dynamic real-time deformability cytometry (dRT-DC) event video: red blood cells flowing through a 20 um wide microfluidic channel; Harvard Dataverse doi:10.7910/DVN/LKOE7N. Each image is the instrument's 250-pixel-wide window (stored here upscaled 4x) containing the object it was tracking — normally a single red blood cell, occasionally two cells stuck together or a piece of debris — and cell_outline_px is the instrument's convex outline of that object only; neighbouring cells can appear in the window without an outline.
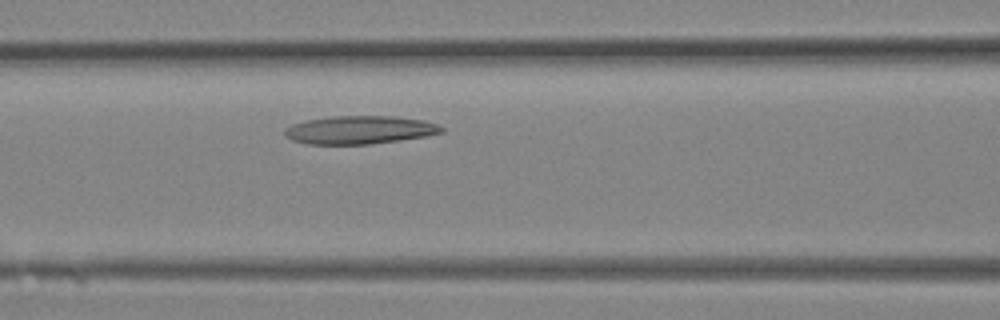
{"species": "Egyptian fruit bat (a non-hibernating species)", "species_latin": "Rousettus aegyptiacus", "temperature_condition": "room temperature", "stored_images_in_passage": 8, "camera_frame_rate_fps": 3000, "um_per_image_px": 0.085, "animal": {"sex": "female"}, "frame": {"image": 1, "passage_image": 6, "time_ms": 1.667, "image_size_px": [1000, 320], "cell_outline_px": [[444, 132], [428, 136], [400, 140], [368, 144], [308, 144], [292, 140], [284, 136], [284, 128], [292, 124], [304, 120], [332, 116], [392, 116], [424, 120], [436, 124], [444, 128]], "centroid_in_image_um": [30.55, 11.04], "position_along_channel_um": 136.0, "area_um2": 25.89}}
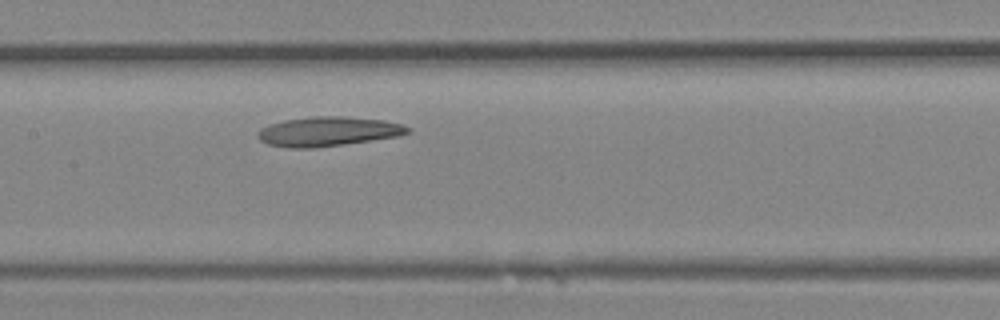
{"frame": {"image": 2, "passage_image": 8, "time_ms": 2.333, "image_size_px": [1000, 320], "cell_outline_px": [[412, 132], [396, 136], [344, 144], [316, 148], [288, 148], [268, 144], [260, 140], [256, 136], [256, 132], [260, 128], [268, 124], [284, 120], [312, 116], [344, 116], [384, 120], [404, 124], [412, 128]], "centroid_in_image_um": [27.87, 11.17], "position_along_channel_um": 179.5, "area_um2": 26.01}}